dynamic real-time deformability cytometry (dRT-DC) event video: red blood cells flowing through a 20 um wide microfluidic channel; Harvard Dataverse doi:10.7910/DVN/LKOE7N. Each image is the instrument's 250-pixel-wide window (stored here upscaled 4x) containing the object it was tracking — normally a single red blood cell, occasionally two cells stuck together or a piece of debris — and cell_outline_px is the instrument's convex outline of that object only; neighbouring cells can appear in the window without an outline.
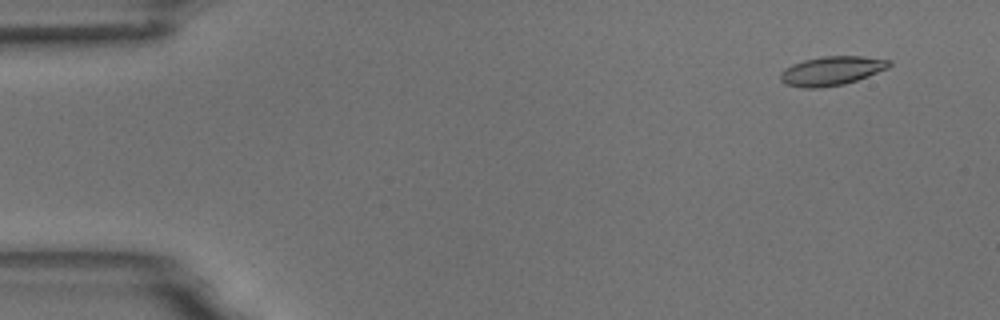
{"species": "common noctule bat (a hibernating species)", "species_latin": "Nyctalus noctula", "temperature_condition": "room temperature", "stored_images_in_passage": 54, "camera_frame_rate_fps": 3000, "um_per_image_px": 0.085, "animal": {"sex": "male", "body_mass_g": 18.8}, "frame": {"image": 1, "passage_image": 4, "time_ms": 1.0, "image_size_px": [1000, 320], "cell_outline_px": [[892, 64], [888, 68], [868, 76], [844, 84], [820, 88], [804, 88], [788, 84], [780, 80], [780, 72], [784, 68], [792, 64], [804, 60], [824, 56], [860, 56], [892, 60]], "centroid_in_image_um": [70.69, 6.01], "position_along_channel_um": 14.3, "area_um2": 18.38}}
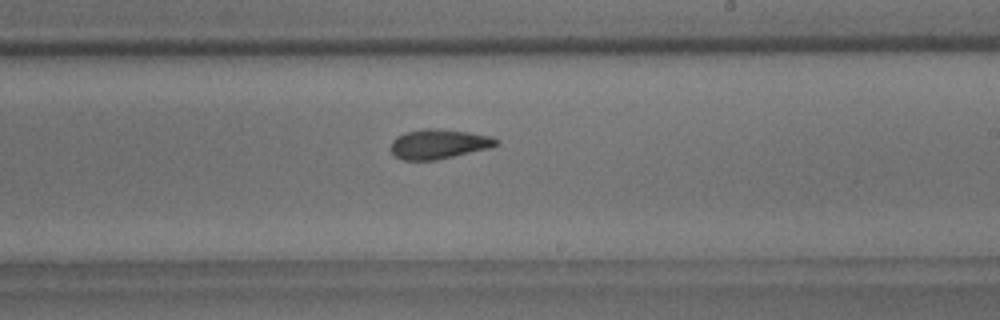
{"frame": {"image": 2, "passage_image": 32, "time_ms": 10.333, "image_size_px": [1000, 320], "cell_outline_px": [[500, 144], [492, 148], [436, 160], [404, 160], [396, 156], [388, 148], [392, 140], [396, 136], [404, 132], [424, 128], [436, 128], [468, 132], [492, 136], [500, 140]], "centroid_in_image_um": [37.31, 12.23], "position_along_channel_um": 251.7, "area_um2": 18.61}}
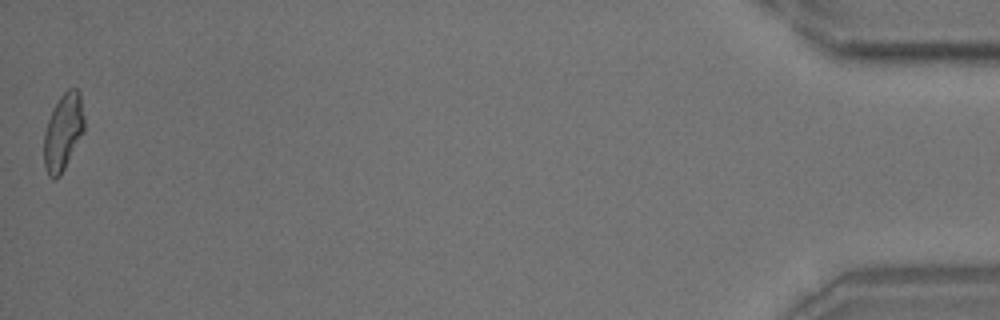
{"frame": {"image": 3, "passage_image": 54, "time_ms": 17.667, "image_size_px": [1000, 320], "cell_outline_px": [[84, 132], [60, 176], [52, 180], [48, 176], [44, 168], [44, 132], [48, 120], [60, 96], [68, 88], [76, 88], [80, 92], [84, 116]], "centroid_in_image_um": [5.37, 11.24], "position_along_channel_um": 429.8, "area_um2": 18.09}, "authors_computed_cell_mechanics": {"area_um2": 18.2937, "velocity_mm_per_s": 3.7208, "shape_relaxation_time_tau1_ms": null, "shape_relaxation_time_tau2_ms": 3.0857, "deformation_change_tau1": null, "deformation_change_tau2": 0.1015}}